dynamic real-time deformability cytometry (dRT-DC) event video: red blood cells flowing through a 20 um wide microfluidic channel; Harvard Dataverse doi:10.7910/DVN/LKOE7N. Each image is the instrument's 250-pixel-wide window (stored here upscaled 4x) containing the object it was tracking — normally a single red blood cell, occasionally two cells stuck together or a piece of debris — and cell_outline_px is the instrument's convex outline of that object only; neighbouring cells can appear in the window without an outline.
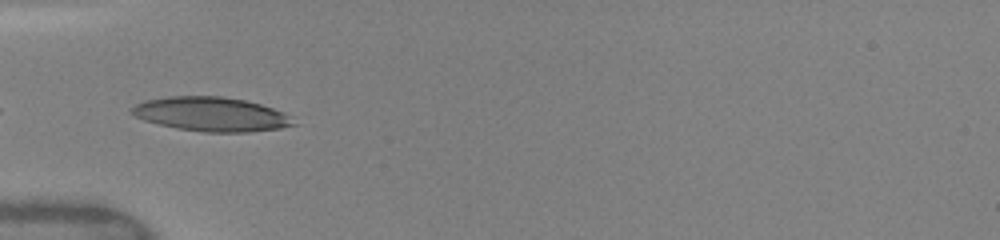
{"species": "human", "species_latin": "Homo sapiens", "temperature_condition": "warm", "stored_images_in_passage": 35, "camera_frame_rate_fps": 3000, "um_per_image_px": 0.085, "donor": {"sex": "female"}, "frame": {"image": 1, "passage_image": 1, "time_ms": 0.0, "image_size_px": [1000, 240], "cell_outline_px": [[296, 124], [280, 128], [248, 132], [204, 132], [176, 128], [144, 120], [136, 116], [132, 112], [132, 108], [136, 104], [144, 100], [168, 96], [220, 96], [244, 100], [260, 104], [272, 108], [288, 116]], "centroid_in_image_um": [17.92, 9.7], "position_along_channel_um": 67.1, "area_um2": 31.79}}
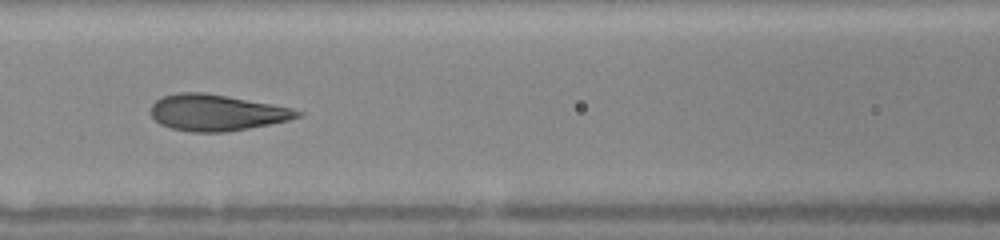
{"frame": {"image": 2, "passage_image": 12, "time_ms": 2.0, "image_size_px": [1000, 240], "cell_outline_px": [[304, 116], [288, 120], [248, 128], [224, 132], [188, 132], [172, 128], [160, 124], [152, 116], [152, 104], [156, 100], [164, 96], [180, 92], [204, 92], [272, 104], [292, 108], [304, 112]], "centroid_in_image_um": [18.43, 9.57], "position_along_channel_um": 148.2, "area_um2": 30.81}}
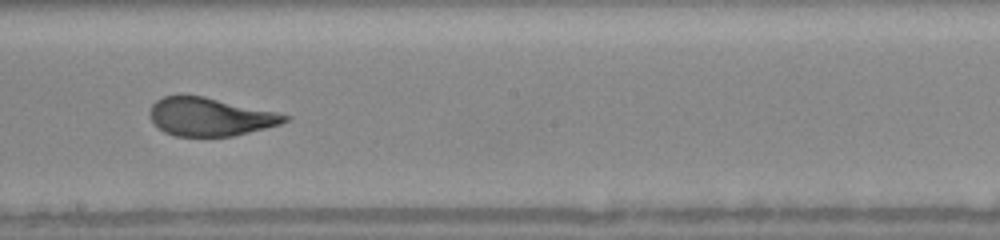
{"frame": {"image": 3, "passage_image": 22, "time_ms": 4.0, "image_size_px": [1000, 240], "cell_outline_px": [[292, 116], [288, 120], [280, 124], [232, 136], [176, 136], [164, 132], [152, 120], [148, 112], [152, 104], [156, 100], [164, 96], [184, 92], [204, 96], [276, 112]], "centroid_in_image_um": [17.8, 9.89], "position_along_channel_um": 230.4, "area_um2": 30.29}}